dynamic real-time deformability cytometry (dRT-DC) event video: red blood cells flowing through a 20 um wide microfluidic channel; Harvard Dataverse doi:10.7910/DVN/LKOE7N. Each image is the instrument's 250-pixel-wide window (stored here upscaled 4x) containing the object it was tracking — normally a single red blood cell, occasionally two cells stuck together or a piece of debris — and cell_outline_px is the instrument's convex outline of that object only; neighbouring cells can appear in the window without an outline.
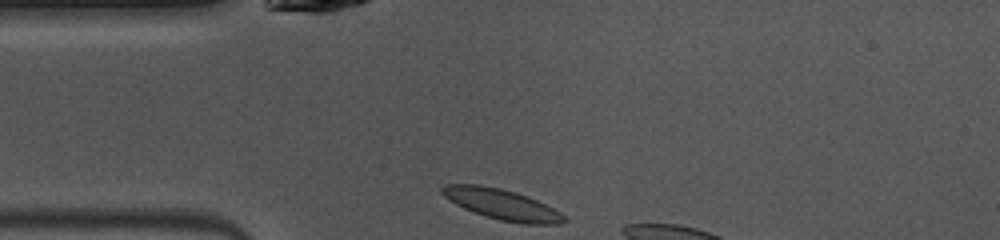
{"species": "common noctule bat (a hibernating species)", "species_latin": "Nyctalus noctula", "temperature_condition": "warm", "stored_images_in_passage": 6, "camera_frame_rate_fps": 3000, "um_per_image_px": 0.085, "animal": {"sex": "female", "body_mass_g": 10.0, "forearm_length_mm": 53.1}, "frame": {"image": 1, "passage_image": 1, "time_ms": 0.0, "image_size_px": [1000, 240], "cell_outline_px": [[568, 220], [560, 224], [520, 224], [500, 220], [484, 216], [464, 208], [456, 204], [444, 196], [440, 192], [440, 188], [444, 184], [480, 184], [500, 188], [516, 192], [528, 196], [560, 212]], "centroid_in_image_um": [42.64, 17.37], "position_along_channel_um": 42.4, "area_um2": 21.79}}
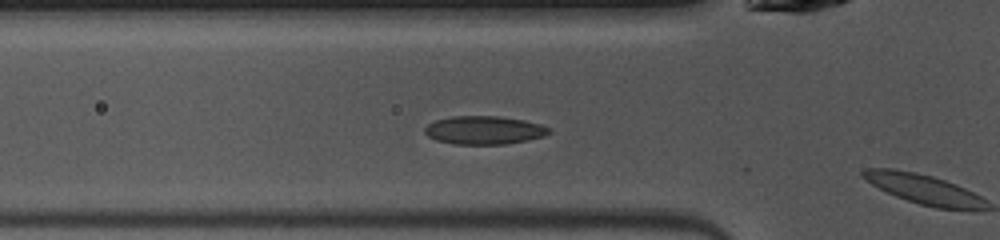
{"frame": {"image": 2, "passage_image": 5, "time_ms": 1.333, "image_size_px": [1000, 240], "cell_outline_px": [[552, 132], [544, 136], [528, 140], [504, 144], [456, 144], [436, 140], [428, 136], [424, 132], [424, 128], [428, 124], [436, 120], [452, 116], [500, 116], [524, 120], [540, 124], [552, 128]], "centroid_in_image_um": [41.18, 11.06], "position_along_channel_um": 84.6, "area_um2": 20.58}}